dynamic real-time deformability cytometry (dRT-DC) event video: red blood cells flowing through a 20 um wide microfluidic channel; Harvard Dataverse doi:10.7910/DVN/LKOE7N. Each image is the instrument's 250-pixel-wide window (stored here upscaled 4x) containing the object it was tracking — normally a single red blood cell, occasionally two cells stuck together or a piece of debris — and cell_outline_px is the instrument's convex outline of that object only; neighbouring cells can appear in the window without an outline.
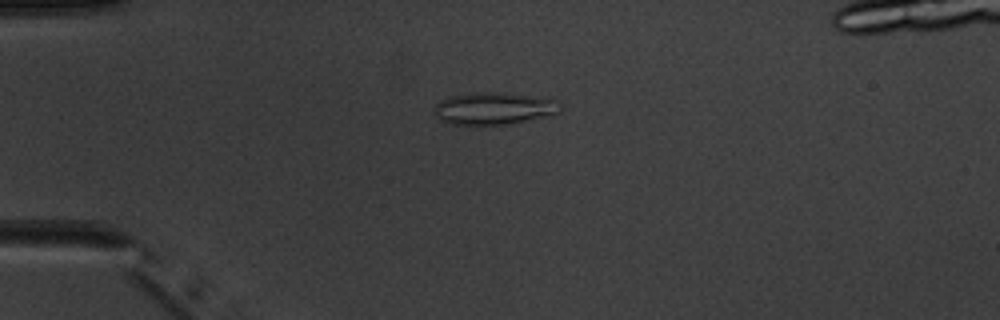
{"species": "common noctule bat (a hibernating species)", "species_latin": "Nyctalus noctula", "temperature_condition": "warm", "stored_images_in_passage": 2, "camera_frame_rate_fps": 3000, "um_per_image_px": 0.085, "animal": {"sex": "male", "body_mass_g": 20.1, "forearm_length_mm": 53.5}, "frame": {"image": 1, "passage_image": 1, "time_ms": 0.0, "image_size_px": [1000, 320], "cell_outline_px": [[560, 112], [544, 116], [508, 124], [448, 124], [440, 120], [436, 116], [436, 104], [440, 100], [448, 96], [484, 92], [492, 92], [560, 100]], "centroid_in_image_um": [41.95, 9.22], "position_along_channel_um": 43.0, "area_um2": 23.06}}